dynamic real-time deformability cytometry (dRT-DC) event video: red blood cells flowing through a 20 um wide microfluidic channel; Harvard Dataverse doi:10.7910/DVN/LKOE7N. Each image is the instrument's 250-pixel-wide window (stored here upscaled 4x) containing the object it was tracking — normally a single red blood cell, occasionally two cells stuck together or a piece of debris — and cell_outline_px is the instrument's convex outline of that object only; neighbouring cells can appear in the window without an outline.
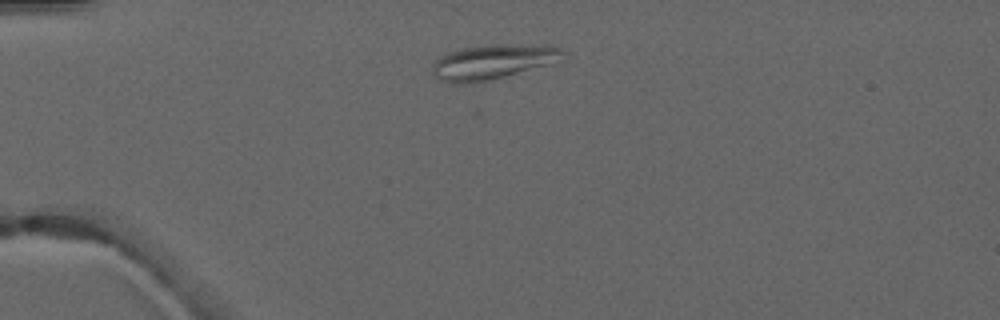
{"species": "common noctule bat (a hibernating species)", "species_latin": "Nyctalus noctula", "temperature_condition": "warm", "stored_images_in_passage": 7, "camera_frame_rate_fps": 3000, "um_per_image_px": 0.085, "animal": {"sex": "male", "forearm_length_mm": 52.5}, "frame": {"image": 1, "passage_image": 5, "time_ms": 5.667, "image_size_px": [1000, 320], "cell_outline_px": [[564, 52], [560, 60], [548, 64], [504, 76], [472, 84], [452, 84], [436, 76], [432, 72], [432, 64], [440, 56], [448, 52], [460, 48], [488, 44], [508, 44], [560, 48]], "centroid_in_image_um": [41.78, 5.27], "position_along_channel_um": 43.2, "area_um2": 25.95}}